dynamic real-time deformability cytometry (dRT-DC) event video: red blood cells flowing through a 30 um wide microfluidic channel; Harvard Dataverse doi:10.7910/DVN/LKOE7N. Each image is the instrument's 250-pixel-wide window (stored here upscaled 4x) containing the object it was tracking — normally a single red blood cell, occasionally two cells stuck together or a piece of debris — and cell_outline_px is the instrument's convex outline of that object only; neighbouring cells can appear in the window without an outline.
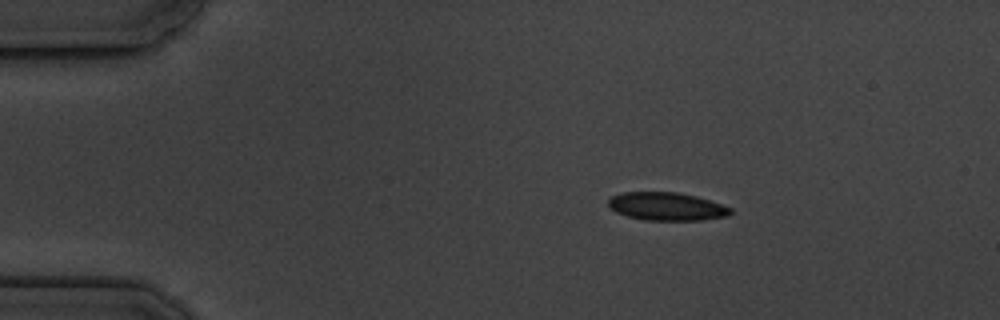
{"species": "common noctule bat (a hibernating species)", "species_latin": "Nyctalus noctula", "temperature_condition": "cold", "stored_images_in_passage": 4, "camera_frame_rate_fps": 3000, "um_per_image_px": 0.085, "animal": {"sex": "male", "body_mass_g": 19.5, "forearm_length_mm": 54.6}, "frame": {"image": 1, "passage_image": 2, "time_ms": 1.333, "image_size_px": [1000, 320], "cell_outline_px": [[732, 212], [728, 216], [700, 220], [644, 220], [628, 216], [616, 212], [608, 204], [608, 200], [612, 196], [624, 192], [676, 192], [696, 196], [732, 208]], "centroid_in_image_um": [56.67, 17.55], "position_along_channel_um": 28.3, "area_um2": 19.83}}